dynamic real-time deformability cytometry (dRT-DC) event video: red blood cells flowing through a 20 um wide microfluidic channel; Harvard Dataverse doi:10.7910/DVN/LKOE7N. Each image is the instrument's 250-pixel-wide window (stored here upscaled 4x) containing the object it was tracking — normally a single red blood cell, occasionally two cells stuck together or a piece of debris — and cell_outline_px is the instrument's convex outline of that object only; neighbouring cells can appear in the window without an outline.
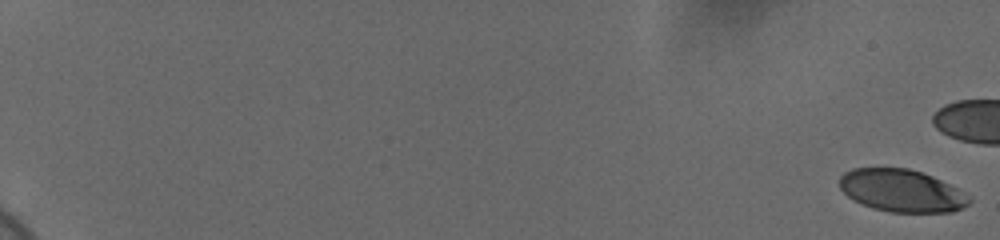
{"species": "human", "species_latin": "Homo sapiens", "temperature_condition": "cold", "stored_images_in_passage": 18, "camera_frame_rate_fps": 3000, "um_per_image_px": 0.085, "donor": {"sex": "female"}, "frame": {"image": 1, "passage_image": 1, "time_ms": 0.0, "image_size_px": [1000, 240], "cell_outline_px": [[972, 200], [964, 208], [952, 212], [892, 212], [872, 208], [848, 196], [840, 188], [840, 176], [844, 172], [852, 168], [908, 168], [932, 176], [972, 196]], "centroid_in_image_um": [76.67, 16.21], "position_along_channel_um": 8.3, "area_um2": 31.96}}